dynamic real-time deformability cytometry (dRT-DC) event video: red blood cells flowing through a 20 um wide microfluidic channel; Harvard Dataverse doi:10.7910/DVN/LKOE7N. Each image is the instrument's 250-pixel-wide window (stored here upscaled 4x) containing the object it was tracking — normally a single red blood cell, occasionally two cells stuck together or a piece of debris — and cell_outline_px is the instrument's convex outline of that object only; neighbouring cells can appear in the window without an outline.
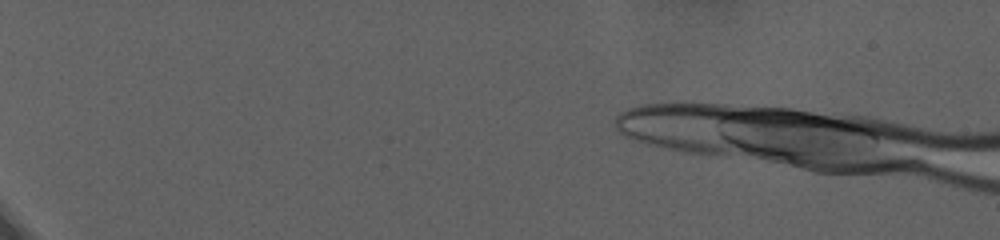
{"species": "human", "species_latin": "Homo sapiens", "temperature_condition": "warm", "stored_images_in_passage": 2, "camera_frame_rate_fps": 3000, "um_per_image_px": 0.085, "donor": {"sex": "female"}, "frame": {"image": 1, "passage_image": 1, "time_ms": 0.0, "image_size_px": [1000, 240], "cell_outline_px": [[940, 172], [824, 172], [764, 156], [752, 152], [728, 140], [724, 136], [732, 136], [916, 160]], "centroid_in_image_um": [70.51, 13.42], "position_along_channel_um": 14.5, "area_um2": 24.51}}